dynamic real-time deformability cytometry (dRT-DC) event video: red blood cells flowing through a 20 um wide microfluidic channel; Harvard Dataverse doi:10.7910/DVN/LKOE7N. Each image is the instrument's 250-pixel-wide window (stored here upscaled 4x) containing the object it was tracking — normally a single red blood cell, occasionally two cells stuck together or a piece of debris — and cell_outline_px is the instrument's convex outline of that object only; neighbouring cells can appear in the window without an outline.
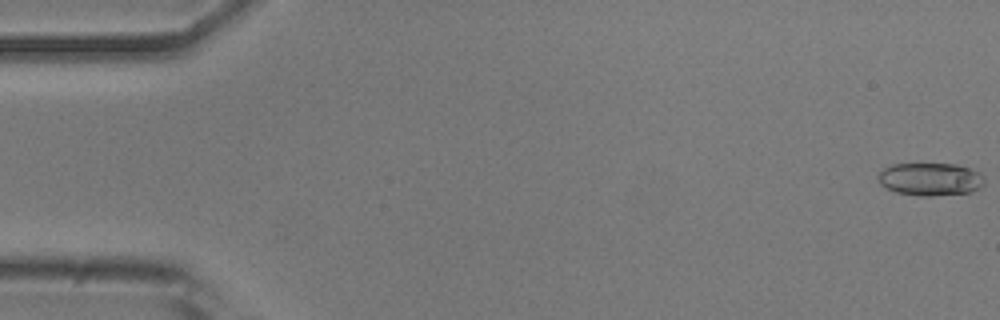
{"species": "common noctule bat (a hibernating species)", "species_latin": "Nyctalus noctula", "temperature_condition": "room temperature", "stored_images_in_passage": 14, "camera_frame_rate_fps": 3000, "um_per_image_px": 0.085, "animal": {"sex": "male", "body_mass_g": 20.5, "forearm_length_mm": 52.5}, "frame": {"image": 1, "passage_image": 1, "time_ms": 0.0, "image_size_px": [1000, 320], "cell_outline_px": [[984, 184], [980, 188], [972, 192], [932, 196], [920, 196], [896, 192], [880, 184], [876, 176], [884, 168], [892, 164], [956, 164], [980, 172], [984, 176]], "centroid_in_image_um": [79.09, 15.23], "position_along_channel_um": 5.9, "area_um2": 20.46}}
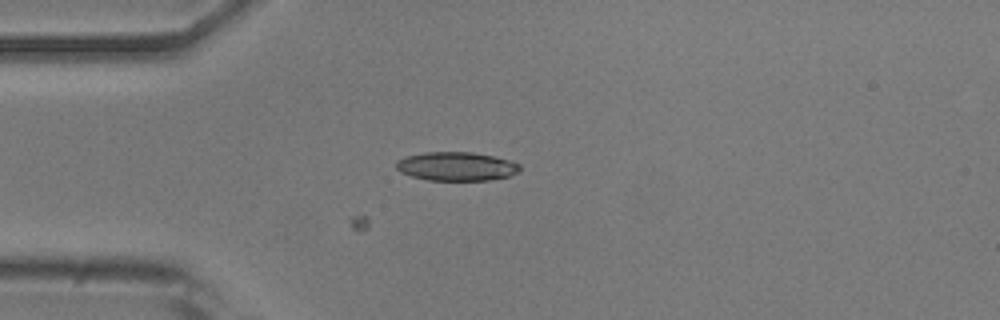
{"frame": {"image": 2, "passage_image": 14, "time_ms": 4.333, "image_size_px": [1000, 320], "cell_outline_px": [[520, 172], [508, 176], [492, 180], [428, 180], [412, 176], [400, 172], [396, 168], [396, 160], [404, 156], [424, 152], [472, 152], [496, 156], [520, 164]], "centroid_in_image_um": [38.79, 14.13], "position_along_channel_um": 46.2, "area_um2": 20.92}}